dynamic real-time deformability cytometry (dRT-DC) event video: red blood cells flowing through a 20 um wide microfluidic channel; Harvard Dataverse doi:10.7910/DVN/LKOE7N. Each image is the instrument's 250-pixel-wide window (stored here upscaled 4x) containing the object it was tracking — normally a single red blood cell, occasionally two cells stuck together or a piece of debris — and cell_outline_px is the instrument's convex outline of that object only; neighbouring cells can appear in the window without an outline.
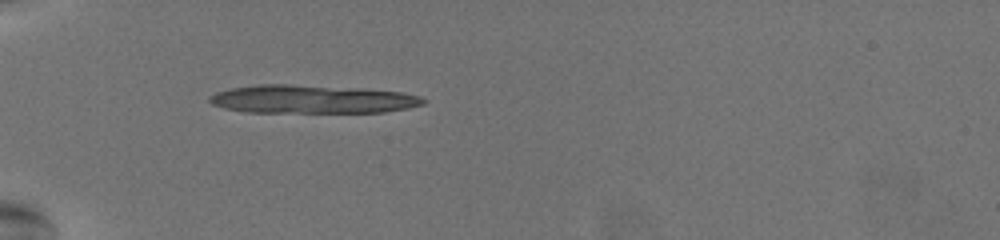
{"species": "common noctule bat (a hibernating species)", "species_latin": "Nyctalus noctula", "temperature_condition": "warm", "stored_images_in_passage": 39, "segment_of_instrument_passage": [1, 2], "camera_frame_rate_fps": 3000, "um_per_image_px": 0.085, "animal": {"sex": "female", "body_mass_g": 19.5, "forearm_length_mm": 54.1}, "frame": {"image": 1, "passage_image": 1, "time_ms": 0.0, "image_size_px": [1000, 240], "cell_outline_px": [[428, 100], [424, 104], [408, 108], [384, 112], [248, 112], [224, 108], [212, 104], [208, 100], [208, 96], [216, 92], [232, 88], [260, 84], [292, 84], [364, 88], [404, 92], [420, 96]], "centroid_in_image_um": [26.57, 8.42], "position_along_channel_um": 58.4, "area_um2": 35.6}}